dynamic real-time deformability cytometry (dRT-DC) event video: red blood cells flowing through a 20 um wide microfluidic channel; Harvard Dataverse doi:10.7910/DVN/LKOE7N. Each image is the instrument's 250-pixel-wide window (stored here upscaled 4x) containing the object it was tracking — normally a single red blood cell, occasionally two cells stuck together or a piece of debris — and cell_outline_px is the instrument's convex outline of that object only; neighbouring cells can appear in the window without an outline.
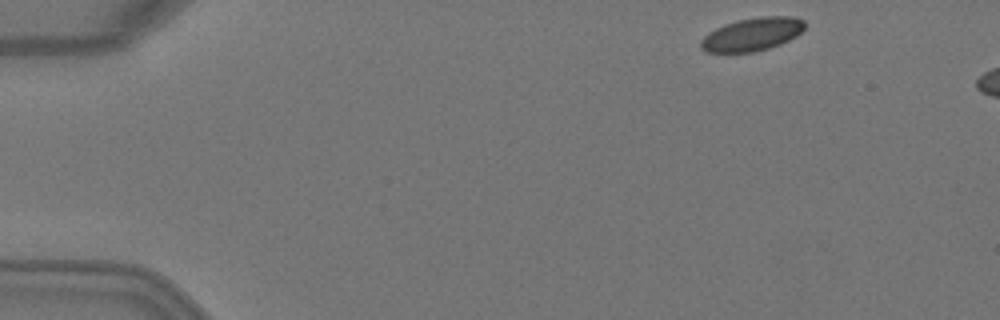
{"species": "Egyptian fruit bat (a non-hibernating species)", "species_latin": "Rousettus aegyptiacus", "temperature_condition": "warm", "stored_images_in_passage": 3, "camera_frame_rate_fps": 3000, "um_per_image_px": 0.085, "animal": {"sex": "female"}, "frame": {"image": 1, "passage_image": 1, "time_ms": 0.0, "image_size_px": [1000, 320], "cell_outline_px": [[804, 28], [796, 36], [780, 44], [768, 48], [752, 52], [704, 52], [700, 48], [700, 40], [708, 32], [724, 24], [736, 20], [760, 16], [792, 16], [804, 20]], "centroid_in_image_um": [63.9, 2.91], "position_along_channel_um": 21.1, "area_um2": 20.11}}